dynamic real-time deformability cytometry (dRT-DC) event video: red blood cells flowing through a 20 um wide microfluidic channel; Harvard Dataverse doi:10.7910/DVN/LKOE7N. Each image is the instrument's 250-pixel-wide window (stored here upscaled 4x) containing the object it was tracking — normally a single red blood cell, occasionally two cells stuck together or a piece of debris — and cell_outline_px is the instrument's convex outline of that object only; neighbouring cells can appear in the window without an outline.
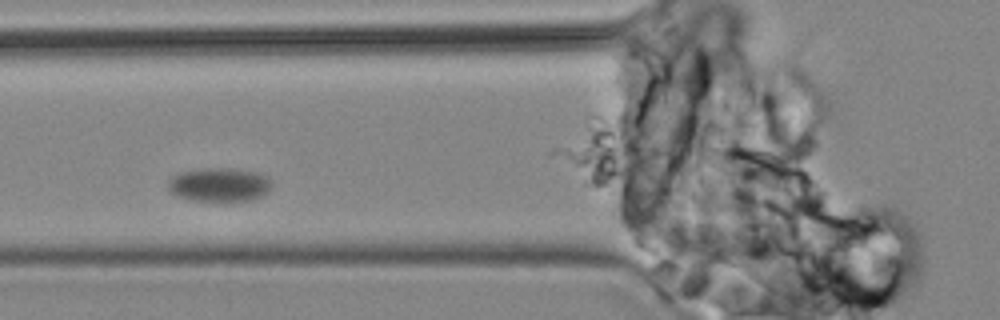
{"species": "common noctule bat (a hibernating species)", "species_latin": "Nyctalus noctula", "temperature_condition": "cold", "stored_images_in_passage": 5, "camera_frame_rate_fps": 3000, "um_per_image_px": 0.085, "animal": {"sex": "male", "body_mass_g": 19.2, "forearm_length_mm": 51.8}, "frame": {"image": 1, "passage_image": 2, "time_ms": 2.0, "image_size_px": [1000, 320], "cell_outline_px": [[272, 184], [268, 192], [252, 200], [192, 200], [176, 196], [168, 188], [168, 180], [172, 176], [180, 172], [204, 168], [232, 168], [260, 172], [268, 176]], "centroid_in_image_um": [18.66, 15.67], "position_along_channel_um": 107.1, "area_um2": 20.46}}
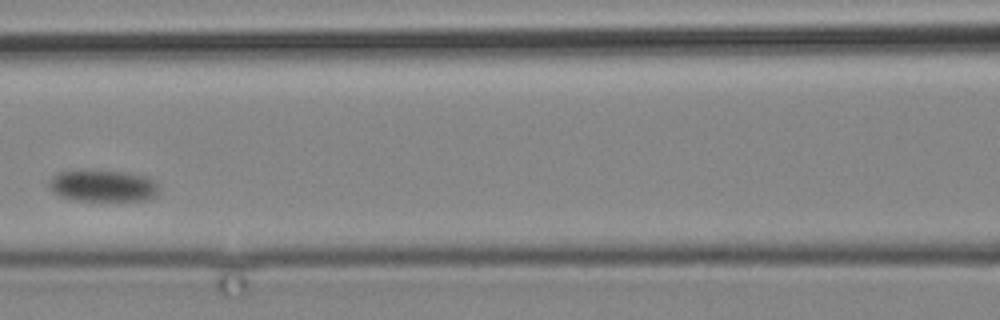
{"frame": {"image": 2, "passage_image": 3, "time_ms": 4.0, "image_size_px": [1000, 320], "cell_outline_px": [[160, 192], [156, 196], [148, 200], [76, 200], [60, 196], [52, 192], [48, 188], [48, 184], [52, 176], [60, 172], [124, 172], [148, 176], [156, 184]], "centroid_in_image_um": [8.77, 15.82], "position_along_channel_um": 157.8, "area_um2": 19.88}}
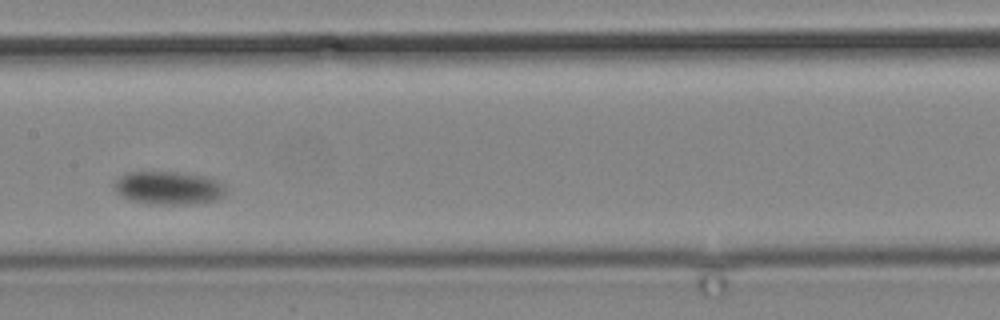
{"frame": {"image": 3, "passage_image": 4, "time_ms": 5.333, "image_size_px": [1000, 320], "cell_outline_px": [[224, 192], [216, 200], [204, 204], [148, 204], [128, 200], [116, 192], [112, 188], [112, 184], [120, 176], [128, 172], [176, 172], [204, 176], [216, 180], [224, 184]], "centroid_in_image_um": [14.27, 15.99], "position_along_channel_um": 193.1, "area_um2": 21.79}}